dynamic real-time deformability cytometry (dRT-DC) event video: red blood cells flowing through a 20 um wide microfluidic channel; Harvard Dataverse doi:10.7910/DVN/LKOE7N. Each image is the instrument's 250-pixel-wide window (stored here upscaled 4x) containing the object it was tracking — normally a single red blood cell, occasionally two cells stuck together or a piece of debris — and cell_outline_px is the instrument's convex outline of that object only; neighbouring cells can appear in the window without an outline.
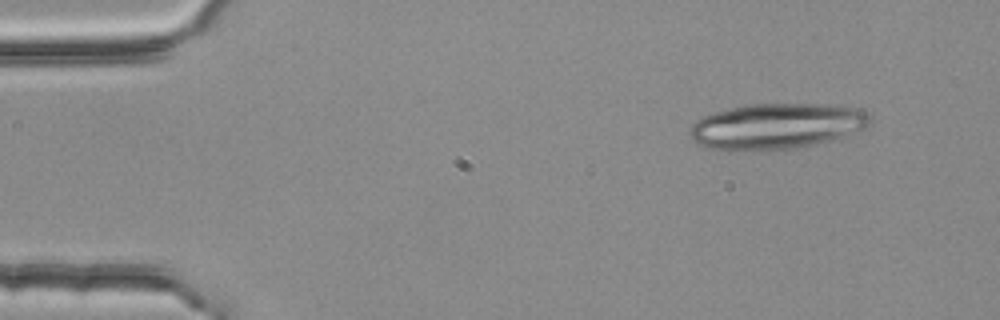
{"species": "common noctule bat (a hibernating species)", "species_latin": "Nyctalus noctula", "temperature_condition": "room temperature", "stored_images_in_passage": 3, "camera_frame_rate_fps": 3000, "um_per_image_px": 0.085, "animal": {"sex": "female", "body_mass_g": 25.1}, "frame": {"image": 1, "passage_image": 1, "time_ms": 0.0, "image_size_px": [1000, 320], "cell_outline_px": [[868, 124], [864, 128], [828, 140], [796, 148], [732, 152], [728, 152], [708, 148], [696, 144], [692, 140], [688, 132], [692, 124], [696, 120], [704, 116], [716, 112], [748, 104], [816, 104], [852, 108], [864, 112], [868, 116]], "centroid_in_image_um": [65.84, 10.75], "position_along_channel_um": 19.2, "area_um2": 47.51}}